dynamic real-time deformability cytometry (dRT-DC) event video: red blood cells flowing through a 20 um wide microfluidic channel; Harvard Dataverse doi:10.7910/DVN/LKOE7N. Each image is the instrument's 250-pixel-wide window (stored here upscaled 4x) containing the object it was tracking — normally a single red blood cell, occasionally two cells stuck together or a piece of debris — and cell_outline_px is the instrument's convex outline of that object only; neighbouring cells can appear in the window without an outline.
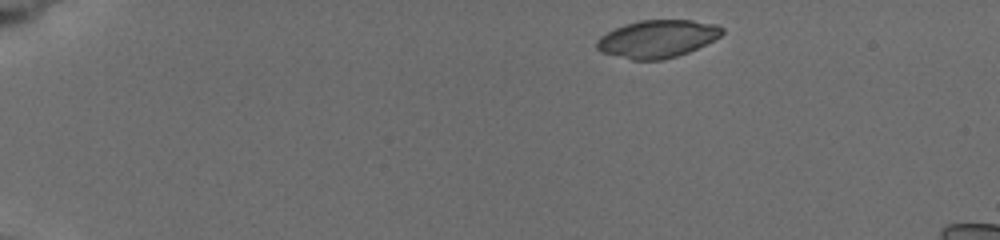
{"species": "common noctule bat (a hibernating species)", "species_latin": "Nyctalus noctula", "temperature_condition": "cold", "stored_images_in_passage": 5, "camera_frame_rate_fps": 3000, "um_per_image_px": 0.085, "animal": {"sex": "female", "body_mass_g": 19.5, "forearm_length_mm": 54.1}, "frame": {"image": 1, "passage_image": 1, "time_ms": 0.0, "image_size_px": [1000, 240], "cell_outline_px": [[724, 32], [720, 36], [688, 52], [676, 56], [660, 60], [632, 60], [600, 52], [596, 48], [596, 40], [600, 36], [624, 24], [640, 20], [692, 20], [716, 24], [724, 28]], "centroid_in_image_um": [55.85, 3.3], "position_along_channel_um": 29.2, "area_um2": 27.4}}